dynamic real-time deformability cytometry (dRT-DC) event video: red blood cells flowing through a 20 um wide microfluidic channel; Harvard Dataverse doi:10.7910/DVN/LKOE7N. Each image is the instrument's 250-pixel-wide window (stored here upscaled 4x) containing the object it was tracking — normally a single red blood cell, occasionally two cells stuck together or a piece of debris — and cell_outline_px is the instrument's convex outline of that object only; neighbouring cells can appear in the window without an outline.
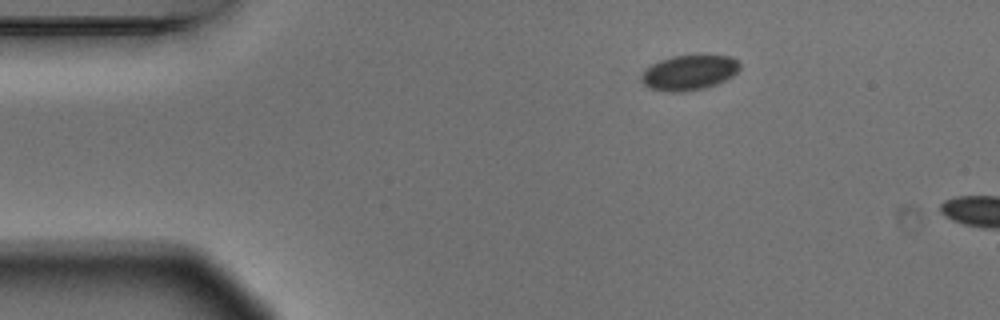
{"species": "Egyptian fruit bat (a non-hibernating species)", "species_latin": "Rousettus aegyptiacus", "temperature_condition": "warm", "stored_images_in_passage": 4, "segment_of_instrument_passage": [2, 2], "camera_frame_rate_fps": 3000, "um_per_image_px": 0.085, "animal": {"sex": "male"}, "frame": {"image": 1, "passage_image": 4, "time_ms": 1.0, "image_size_px": [1000, 320], "cell_outline_px": [[740, 68], [732, 76], [716, 84], [704, 88], [680, 92], [668, 92], [652, 88], [644, 84], [640, 80], [640, 76], [644, 68], [660, 60], [672, 56], [728, 56], [736, 60], [740, 64]], "centroid_in_image_um": [58.53, 6.17], "position_along_channel_um": 26.5, "area_um2": 19.88}}